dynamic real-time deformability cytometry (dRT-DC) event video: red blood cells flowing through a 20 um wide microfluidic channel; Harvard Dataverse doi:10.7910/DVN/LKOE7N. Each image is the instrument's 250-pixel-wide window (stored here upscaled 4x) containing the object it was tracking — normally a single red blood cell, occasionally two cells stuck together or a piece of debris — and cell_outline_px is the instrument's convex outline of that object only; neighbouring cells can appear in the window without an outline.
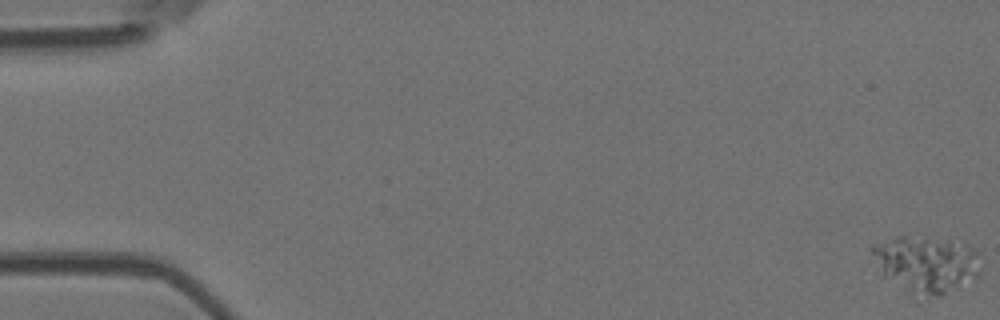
{"species": "Egyptian fruit bat (a non-hibernating species)", "species_latin": "Rousettus aegyptiacus", "temperature_condition": "room temperature", "stored_images_in_passage": 7, "camera_frame_rate_fps": 3000, "um_per_image_px": 0.085, "animal": {"sex": "female"}, "frame": {"image": 1, "passage_image": 1, "time_ms": 0.0, "image_size_px": [1000, 320], "cell_outline_px": [[980, 272], [976, 280], [940, 296], [936, 296], [908, 292], [880, 276], [868, 248], [872, 244], [896, 236], [904, 236], [968, 244], [976, 252]], "centroid_in_image_um": [78.65, 22.47], "position_along_channel_um": 6.3, "area_um2": 35.84}}